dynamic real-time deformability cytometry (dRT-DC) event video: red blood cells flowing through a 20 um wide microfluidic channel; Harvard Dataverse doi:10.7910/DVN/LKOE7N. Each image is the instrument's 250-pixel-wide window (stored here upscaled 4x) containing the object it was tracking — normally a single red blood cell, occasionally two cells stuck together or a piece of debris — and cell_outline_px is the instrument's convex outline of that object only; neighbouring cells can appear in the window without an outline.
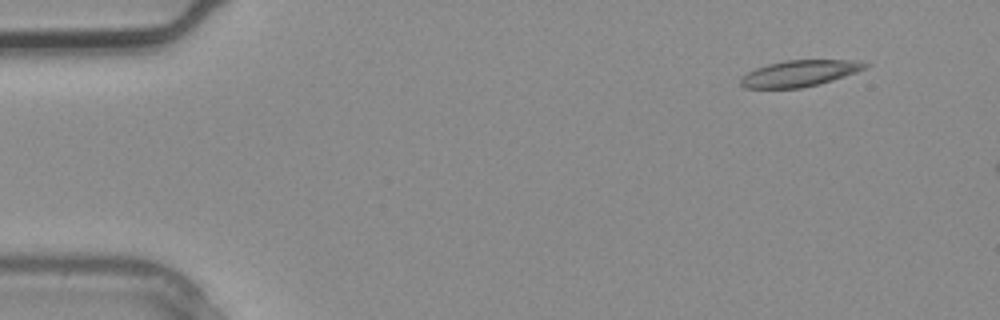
{"species": "common noctule bat (a hibernating species)", "species_latin": "Nyctalus noctula", "temperature_condition": "warm", "stored_images_in_passage": 2, "camera_frame_rate_fps": 3000, "um_per_image_px": 0.085, "animal": {"sex": "male", "body_mass_g": 20.4}, "frame": {"image": 1, "passage_image": 1, "time_ms": 0.0, "image_size_px": [1000, 320], "cell_outline_px": [[868, 64], [864, 68], [856, 72], [820, 84], [800, 88], [744, 88], [740, 84], [740, 76], [756, 68], [768, 64], [784, 60], [856, 60]], "centroid_in_image_um": [67.91, 6.24], "position_along_channel_um": 17.1, "area_um2": 18.96}}